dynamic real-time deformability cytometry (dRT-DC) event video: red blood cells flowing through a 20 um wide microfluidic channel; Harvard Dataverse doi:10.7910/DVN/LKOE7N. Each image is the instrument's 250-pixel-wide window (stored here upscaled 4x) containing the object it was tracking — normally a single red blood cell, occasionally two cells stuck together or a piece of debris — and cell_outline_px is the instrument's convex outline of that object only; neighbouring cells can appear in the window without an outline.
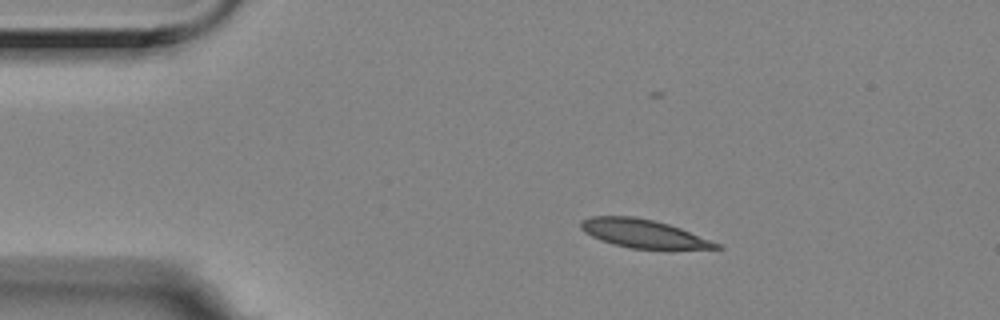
{"species": "Egyptian fruit bat (a non-hibernating species)", "species_latin": "Rousettus aegyptiacus", "temperature_condition": "room temperature", "stored_images_in_passage": 4, "camera_frame_rate_fps": 3000, "um_per_image_px": 0.085, "animal": {"sex": "female"}, "frame": {"image": 1, "passage_image": 2, "time_ms": 0.333, "image_size_px": [1000, 320], "cell_outline_px": [[724, 248], [632, 248], [600, 240], [584, 232], [580, 228], [580, 220], [592, 216], [632, 216], [652, 220], [668, 224], [680, 228], [720, 244]], "centroid_in_image_um": [54.62, 19.83], "position_along_channel_um": 30.4, "area_um2": 21.79}}